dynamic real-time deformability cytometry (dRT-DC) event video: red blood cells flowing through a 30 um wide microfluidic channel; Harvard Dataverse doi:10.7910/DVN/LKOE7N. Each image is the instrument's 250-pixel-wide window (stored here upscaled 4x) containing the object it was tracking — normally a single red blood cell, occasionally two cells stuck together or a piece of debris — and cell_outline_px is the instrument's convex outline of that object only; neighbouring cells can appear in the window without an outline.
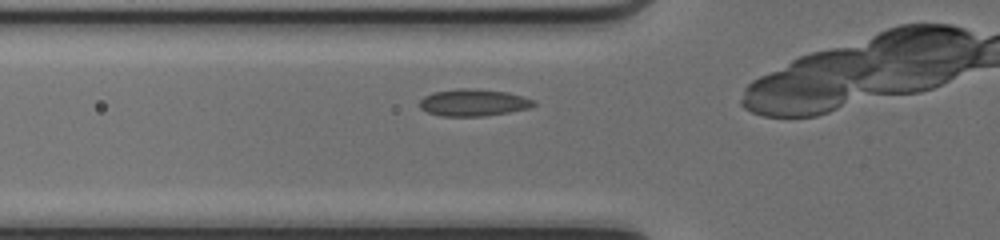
{"species": "common noctule bat (a hibernating species)", "species_latin": "Nyctalus noctula", "temperature_condition": "cold", "stored_images_in_passage": 22, "camera_frame_rate_fps": 3000, "um_per_image_px": 0.085, "animal": {"sex": "female", "body_mass_g": 17.0, "forearm_length_mm": 48.0}, "frame": {"image": 1, "passage_image": 4, "time_ms": 1.0, "image_size_px": [1000, 240], "cell_outline_px": [[536, 104], [528, 108], [508, 112], [484, 116], [444, 116], [428, 112], [420, 108], [420, 100], [424, 96], [432, 92], [456, 88], [476, 88], [508, 92], [524, 96], [536, 100]], "centroid_in_image_um": [40.25, 8.7], "position_along_channel_um": 85.5, "area_um2": 18.09}}
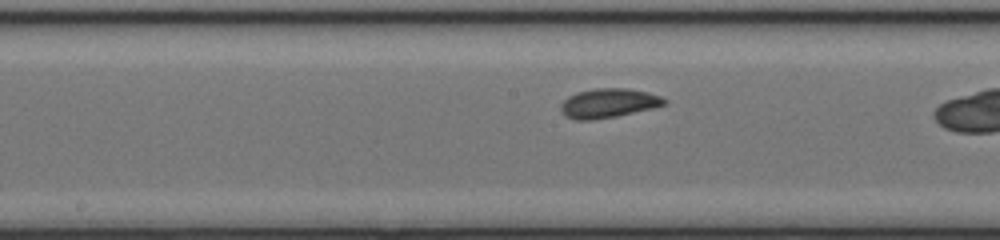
{"frame": {"image": 2, "passage_image": 12, "time_ms": 3.667, "image_size_px": [1000, 240], "cell_outline_px": [[668, 100], [664, 104], [652, 108], [616, 116], [588, 120], [580, 120], [568, 116], [560, 108], [564, 100], [568, 96], [576, 92], [596, 88], [628, 88], [648, 92], [660, 96]], "centroid_in_image_um": [51.74, 8.74], "position_along_channel_um": 196.5, "area_um2": 17.34}}
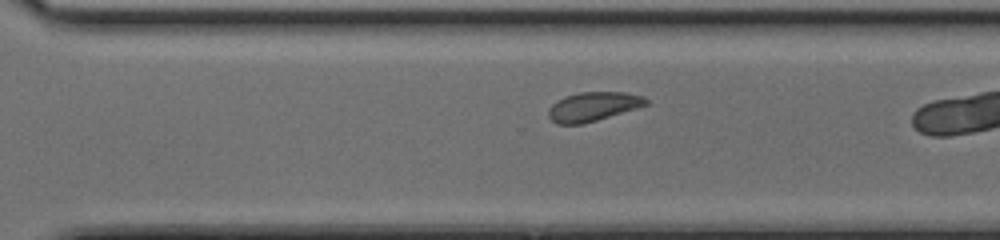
{"frame": {"image": 3, "passage_image": 21, "time_ms": 6.667, "image_size_px": [1000, 240], "cell_outline_px": [[648, 104], [636, 108], [596, 120], [580, 124], [556, 124], [548, 116], [548, 112], [552, 104], [568, 96], [580, 92], [624, 92], [644, 96], [648, 100]], "centroid_in_image_um": [50.43, 9.05], "position_along_channel_um": 320.2, "area_um2": 16.18}}